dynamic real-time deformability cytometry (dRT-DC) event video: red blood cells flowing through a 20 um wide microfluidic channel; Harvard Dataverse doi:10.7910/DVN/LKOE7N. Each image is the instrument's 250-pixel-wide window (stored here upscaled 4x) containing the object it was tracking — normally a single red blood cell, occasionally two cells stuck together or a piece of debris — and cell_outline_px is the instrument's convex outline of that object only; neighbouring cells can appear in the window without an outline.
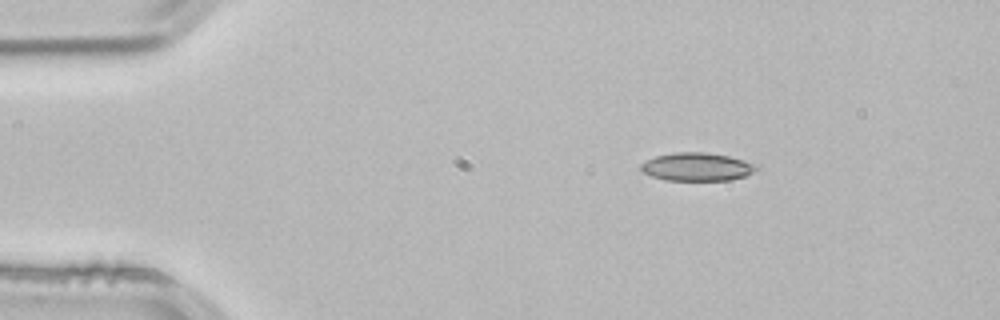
{"species": "common noctule bat (a hibernating species)", "species_latin": "Nyctalus noctula", "temperature_condition": "room temperature", "stored_images_in_passage": 46, "camera_frame_rate_fps": 3000, "um_per_image_px": 0.085, "animal": {"sex": "male", "body_mass_g": 21.5, "forearm_length_mm": 52.0}, "frame": {"image": 1, "passage_image": 1, "time_ms": 0.0, "image_size_px": [1000, 320], "cell_outline_px": [[760, 168], [744, 176], [728, 180], [664, 180], [652, 176], [644, 172], [640, 168], [640, 164], [656, 156], [672, 152], [708, 152], [728, 156], [760, 164]], "centroid_in_image_um": [59.28, 14.17], "position_along_channel_um": 25.7, "area_um2": 19.02}}
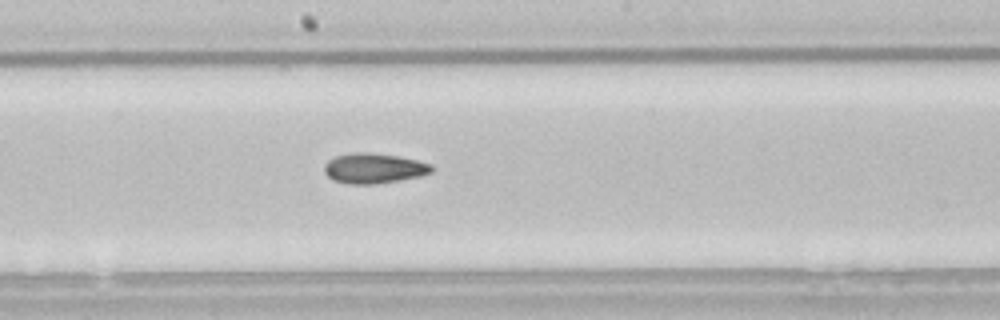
{"frame": {"image": 2, "passage_image": 21, "time_ms": 6.667, "image_size_px": [1000, 320], "cell_outline_px": [[432, 172], [420, 176], [400, 180], [376, 184], [348, 184], [332, 180], [324, 172], [324, 164], [328, 160], [336, 156], [356, 152], [364, 152], [396, 156], [416, 160], [432, 164]], "centroid_in_image_um": [31.75, 14.32], "position_along_channel_um": 216.4, "area_um2": 18.79}}
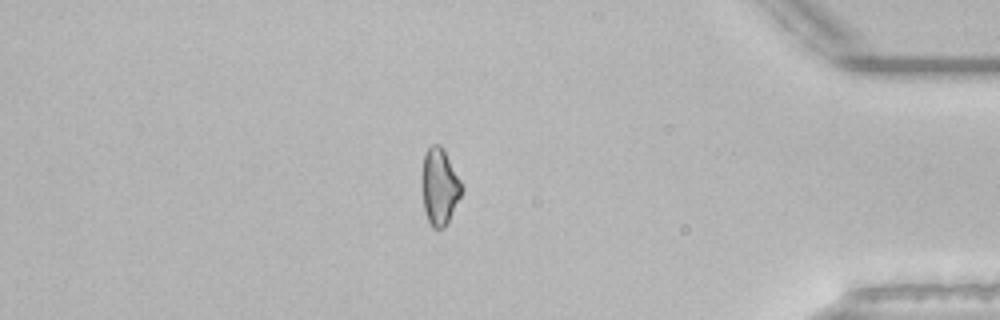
{"frame": {"image": 3, "passage_image": 38, "time_ms": 12.333, "image_size_px": [1000, 320], "cell_outline_px": [[464, 188], [444, 228], [432, 228], [428, 220], [424, 208], [420, 176], [424, 152], [432, 144], [440, 144], [444, 148]], "centroid_in_image_um": [37.33, 15.8], "position_along_channel_um": 397.9, "area_um2": 17.92}, "authors_computed_cell_mechanics": {"area_um2": 18.5538, "velocity_mm_per_s": 3.8422, "shape_relaxation_time_tau1_ms": null, "shape_relaxation_time_tau2_ms": 9.2769, "deformation_change_tau1": null, "deformation_change_tau2": 0.1893}}